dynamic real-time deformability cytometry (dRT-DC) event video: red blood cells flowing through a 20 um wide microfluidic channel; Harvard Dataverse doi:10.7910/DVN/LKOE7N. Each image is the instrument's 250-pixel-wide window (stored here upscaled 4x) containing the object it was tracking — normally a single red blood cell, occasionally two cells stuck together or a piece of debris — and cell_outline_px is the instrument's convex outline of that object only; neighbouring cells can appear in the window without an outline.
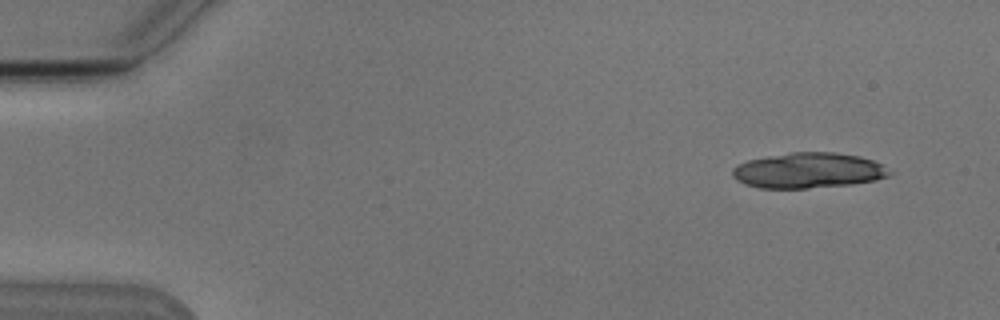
{"species": "Egyptian fruit bat (a non-hibernating species)", "species_latin": "Rousettus aegyptiacus", "temperature_condition": "cold", "stored_images_in_passage": 5, "camera_frame_rate_fps": 3000, "um_per_image_px": 0.085, "animal": {"sex": "male"}, "frame": {"image": 1, "passage_image": 1, "time_ms": 0.0, "image_size_px": [1000, 320], "cell_outline_px": [[896, 172], [888, 176], [876, 180], [852, 184], [808, 188], [760, 188], [744, 184], [736, 180], [732, 176], [732, 168], [736, 164], [748, 160], [768, 156], [792, 152], [836, 152], [860, 156], [872, 160]], "centroid_in_image_um": [68.71, 14.49], "position_along_channel_um": 16.3, "area_um2": 32.66}}
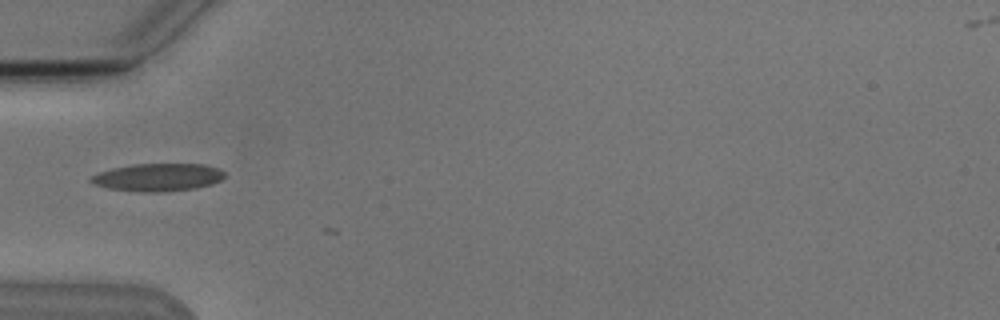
{"frame": {"image": 2, "passage_image": 5, "time_ms": 4.667, "image_size_px": [1000, 320], "cell_outline_px": [[224, 176], [220, 180], [212, 184], [196, 188], [164, 192], [140, 192], [108, 188], [92, 184], [88, 180], [88, 176], [112, 168], [132, 164], [204, 164], [216, 168], [224, 172]], "centroid_in_image_um": [13.36, 15.07], "position_along_channel_um": 71.6, "area_um2": 21.73}}